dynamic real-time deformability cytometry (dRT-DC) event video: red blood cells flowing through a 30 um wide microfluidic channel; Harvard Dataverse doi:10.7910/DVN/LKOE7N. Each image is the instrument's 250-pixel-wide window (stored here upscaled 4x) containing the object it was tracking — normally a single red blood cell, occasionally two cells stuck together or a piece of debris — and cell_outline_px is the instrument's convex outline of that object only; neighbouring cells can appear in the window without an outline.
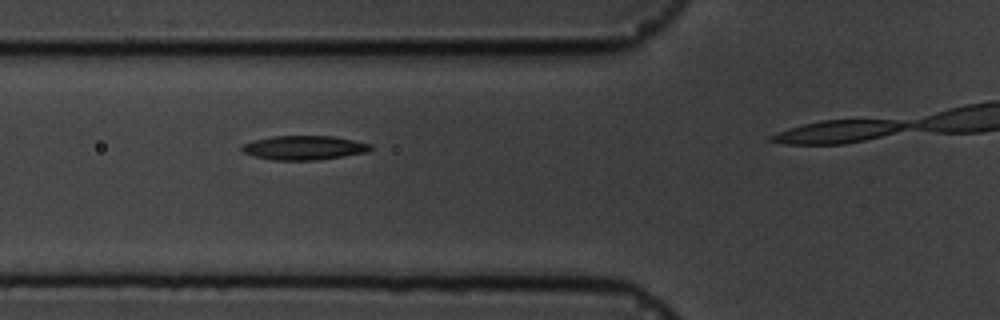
{"species": "common noctule bat (a hibernating species)", "species_latin": "Nyctalus noctula", "temperature_condition": "cold", "stored_images_in_passage": 5, "camera_frame_rate_fps": 3000, "um_per_image_px": 0.085, "animal": {"sex": "male", "body_mass_g": 19.5, "forearm_length_mm": 54.6}, "frame": {"image": 1, "passage_image": 4, "time_ms": 3.333, "image_size_px": [1000, 320], "cell_outline_px": [[372, 148], [368, 152], [344, 156], [316, 160], [272, 160], [252, 156], [244, 152], [240, 148], [240, 144], [252, 140], [272, 136], [332, 136], [372, 144]], "centroid_in_image_um": [25.79, 12.56], "position_along_channel_um": 100.0, "area_um2": 18.26}}